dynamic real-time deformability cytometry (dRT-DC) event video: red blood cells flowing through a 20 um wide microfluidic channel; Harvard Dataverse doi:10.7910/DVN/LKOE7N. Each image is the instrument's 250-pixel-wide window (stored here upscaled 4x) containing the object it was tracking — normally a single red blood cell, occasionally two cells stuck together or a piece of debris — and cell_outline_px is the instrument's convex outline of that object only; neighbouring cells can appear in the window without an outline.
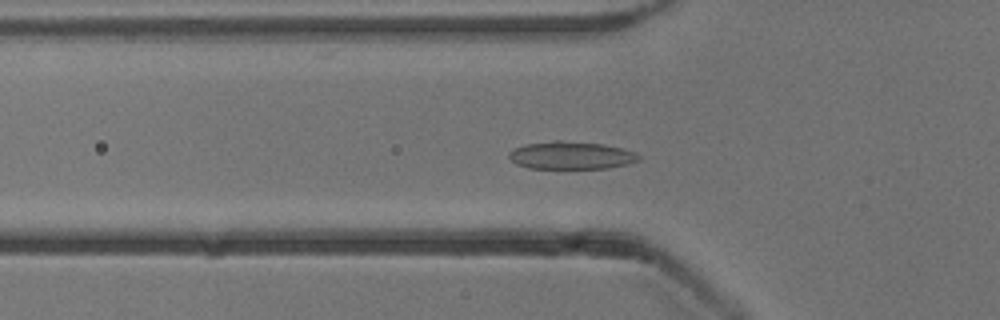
{"species": "common noctule bat (a hibernating species)", "species_latin": "Nyctalus noctula", "temperature_condition": "cold", "stored_images_in_passage": 56, "segment_of_instrument_passage": [1, 2], "camera_frame_rate_fps": 3000, "um_per_image_px": 0.085, "animal": {"sex": "male", "body_mass_g": 13.3}, "frame": {"image": 1, "passage_image": 19, "time_ms": 6.0, "image_size_px": [1000, 320], "cell_outline_px": [[640, 160], [628, 164], [608, 168], [528, 168], [516, 164], [508, 156], [508, 152], [524, 144], [556, 140], [560, 140], [604, 144], [624, 148], [636, 152], [640, 156]], "centroid_in_image_um": [48.57, 13.2], "position_along_channel_um": 77.2, "area_um2": 21.1}}
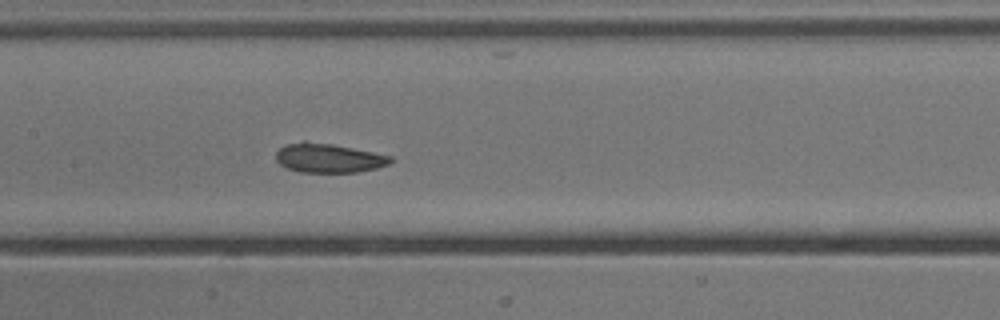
{"frame": {"image": 2, "passage_image": 27, "time_ms": 8.667, "image_size_px": [1000, 320], "cell_outline_px": [[392, 160], [388, 164], [376, 168], [356, 172], [300, 172], [284, 168], [276, 160], [276, 152], [284, 144], [304, 140], [332, 144], [392, 156]], "centroid_in_image_um": [27.86, 13.42], "position_along_channel_um": 179.5, "area_um2": 19.54}}
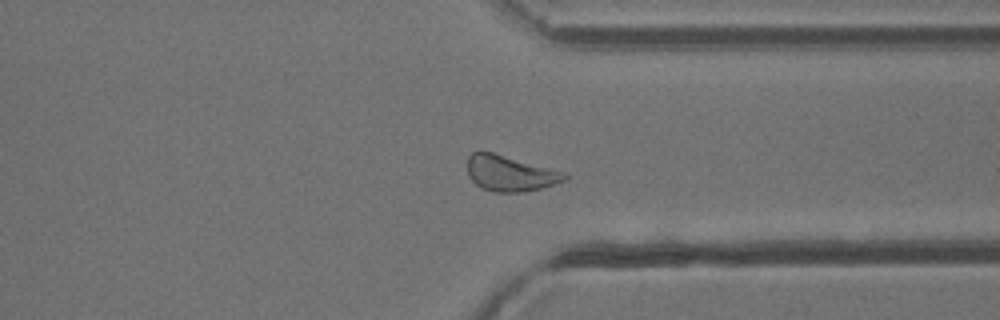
{"frame": {"image": 3, "passage_image": 42, "time_ms": 13.667, "image_size_px": [1000, 320], "cell_outline_px": [[568, 180], [544, 188], [520, 192], [492, 192], [480, 188], [468, 176], [468, 156], [472, 152], [492, 152], [568, 172]], "centroid_in_image_um": [43.41, 14.75], "position_along_channel_um": 368.0, "area_um2": 20.58}}